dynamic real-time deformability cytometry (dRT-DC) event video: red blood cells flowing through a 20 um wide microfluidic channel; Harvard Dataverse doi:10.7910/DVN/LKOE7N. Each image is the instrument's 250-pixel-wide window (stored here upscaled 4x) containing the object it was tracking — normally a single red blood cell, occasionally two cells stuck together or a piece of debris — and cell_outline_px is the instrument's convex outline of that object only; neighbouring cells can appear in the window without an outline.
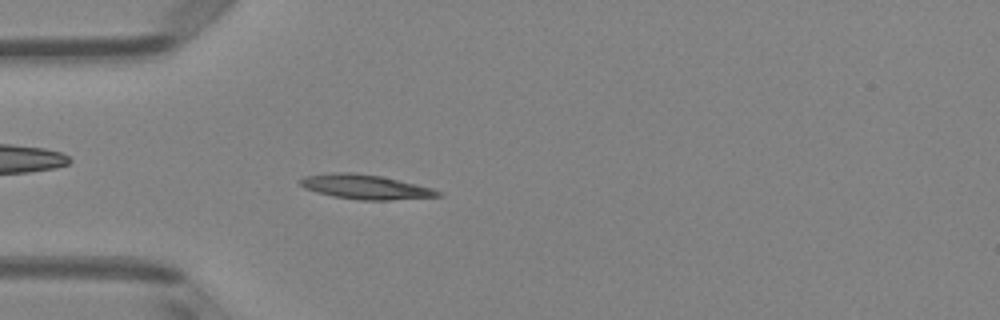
{"species": "Egyptian fruit bat (a non-hibernating species)", "species_latin": "Rousettus aegyptiacus", "temperature_condition": "room temperature", "stored_images_in_passage": 49, "camera_frame_rate_fps": 3000, "um_per_image_px": 0.085, "animal": {"sex": "female"}, "frame": {"image": 1, "passage_image": 14, "time_ms": 4.333, "image_size_px": [1000, 320], "cell_outline_px": [[444, 192], [440, 196], [388, 200], [360, 200], [332, 196], [316, 192], [304, 188], [300, 184], [300, 180], [304, 176], [336, 172], [352, 172], [380, 176], [416, 184], [432, 188]], "centroid_in_image_um": [31.05, 15.89], "position_along_channel_um": 53.9, "area_um2": 19.54}}
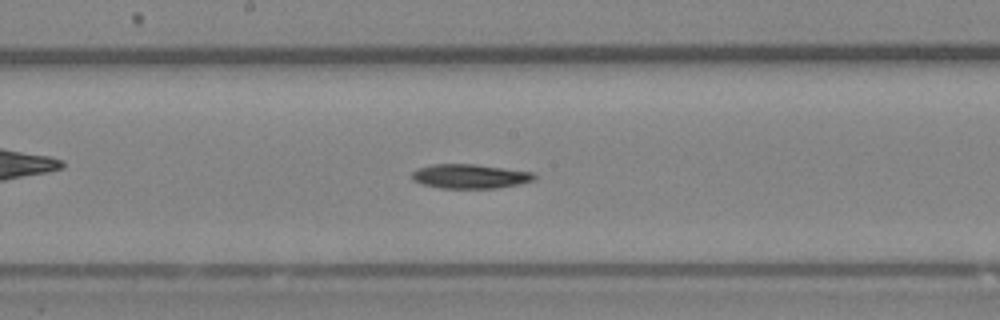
{"frame": {"image": 2, "passage_image": 26, "time_ms": 8.333, "image_size_px": [1000, 320], "cell_outline_px": [[536, 180], [520, 184], [496, 188], [440, 188], [420, 184], [412, 180], [412, 172], [416, 168], [432, 164], [476, 164], [536, 172]], "centroid_in_image_um": [39.97, 14.98], "position_along_channel_um": 208.2, "area_um2": 17.69}}
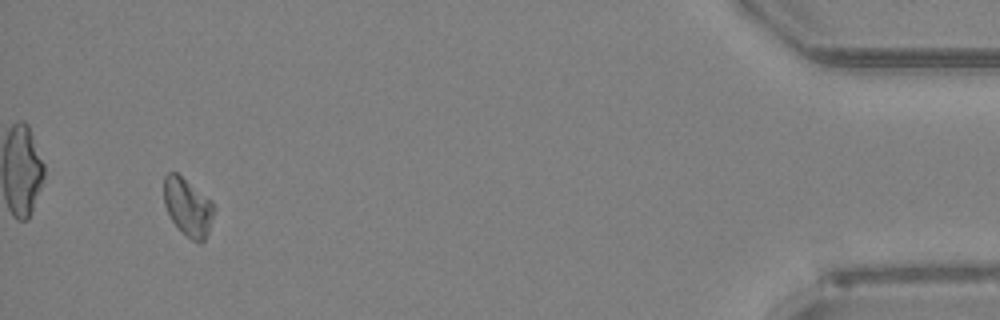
{"frame": {"image": 3, "passage_image": 47, "time_ms": 15.333, "image_size_px": [1000, 320], "cell_outline_px": [[216, 208], [208, 232], [204, 240], [200, 244], [192, 240], [172, 220], [164, 204], [164, 176], [168, 172], [176, 172], [212, 200], [216, 204]], "centroid_in_image_um": [16.0, 17.58], "position_along_channel_um": 419.2, "area_um2": 16.82}, "authors_computed_cell_mechanics": {"area_um2": 17.629, "velocity_mm_per_s": 4.0649, "shape_relaxation_time_tau1_ms": 9.1751, "shape_relaxation_time_tau2_ms": null, "deformation_change_tau1": 0.1691, "deformation_change_tau2": null}}